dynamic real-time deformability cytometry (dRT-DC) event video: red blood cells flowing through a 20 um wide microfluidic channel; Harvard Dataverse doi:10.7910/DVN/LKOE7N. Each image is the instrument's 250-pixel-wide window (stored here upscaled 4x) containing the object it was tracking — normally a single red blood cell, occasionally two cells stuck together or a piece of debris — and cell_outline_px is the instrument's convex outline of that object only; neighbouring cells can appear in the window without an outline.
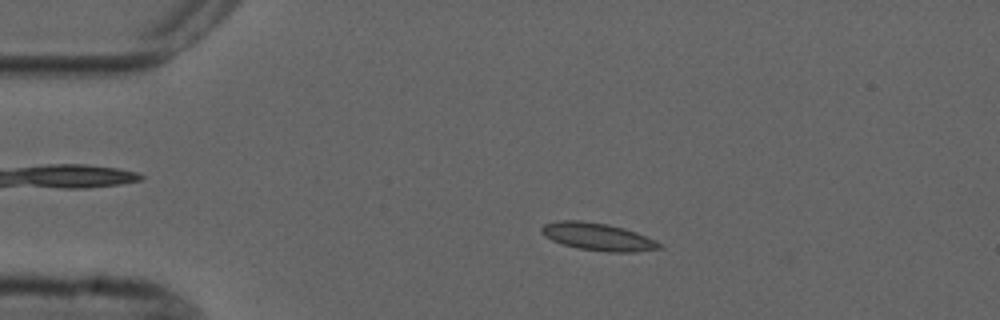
{"species": "common noctule bat (a hibernating species)", "species_latin": "Nyctalus noctula", "temperature_condition": "cold", "stored_images_in_passage": 3, "camera_frame_rate_fps": 3000, "um_per_image_px": 0.085, "animal": {"sex": "male", "forearm_length_mm": 52.5}, "frame": {"image": 1, "passage_image": 2, "time_ms": 1.333, "image_size_px": [1000, 320], "cell_outline_px": [[664, 248], [636, 252], [608, 252], [580, 248], [560, 244], [544, 236], [540, 232], [540, 228], [544, 224], [556, 220], [580, 220], [608, 224], [624, 228], [636, 232], [660, 244]], "centroid_in_image_um": [50.75, 20.11], "position_along_channel_um": 34.2, "area_um2": 18.9}}